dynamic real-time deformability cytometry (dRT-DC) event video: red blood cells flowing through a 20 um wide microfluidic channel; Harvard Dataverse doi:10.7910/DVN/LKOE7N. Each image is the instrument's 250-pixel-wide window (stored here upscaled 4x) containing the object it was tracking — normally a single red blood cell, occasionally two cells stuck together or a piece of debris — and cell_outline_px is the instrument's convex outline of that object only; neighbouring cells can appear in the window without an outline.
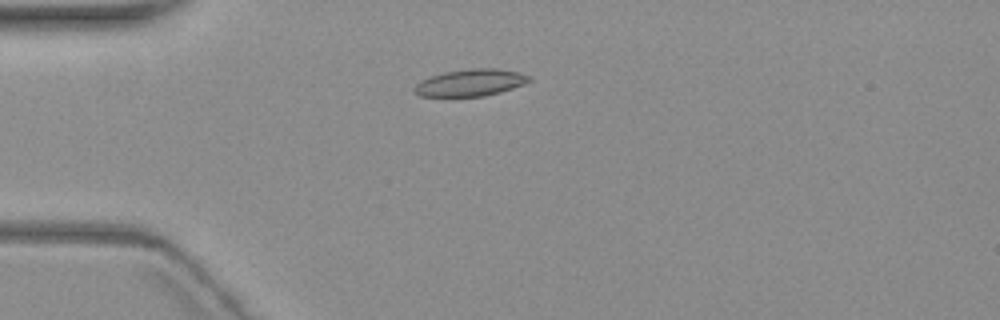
{"species": "common noctule bat (a hibernating species)", "species_latin": "Nyctalus noctula", "temperature_condition": "warm", "stored_images_in_passage": 5, "camera_frame_rate_fps": 3000, "um_per_image_px": 0.085, "animal": {"sex": "female", "body_mass_g": 19.3, "forearm_length_mm": 54.1}, "frame": {"image": 1, "passage_image": 4, "time_ms": 4.333, "image_size_px": [1000, 320], "cell_outline_px": [[532, 80], [524, 84], [500, 92], [484, 96], [420, 96], [412, 92], [412, 88], [420, 80], [428, 76], [444, 72], [472, 68], [496, 68], [520, 72], [532, 76]], "centroid_in_image_um": [39.97, 7.02], "position_along_channel_um": 45.0, "area_um2": 18.26}}